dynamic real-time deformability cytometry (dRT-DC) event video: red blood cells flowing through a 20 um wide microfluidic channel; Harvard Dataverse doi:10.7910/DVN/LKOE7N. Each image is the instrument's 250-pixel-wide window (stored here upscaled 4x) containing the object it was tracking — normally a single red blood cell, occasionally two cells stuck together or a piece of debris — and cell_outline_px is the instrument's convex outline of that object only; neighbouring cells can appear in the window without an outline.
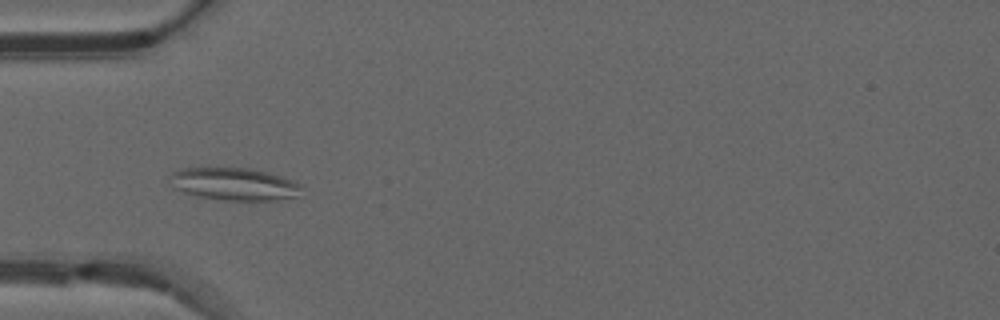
{"species": "common noctule bat (a hibernating species)", "species_latin": "Nyctalus noctula", "temperature_condition": "warm", "stored_images_in_passage": 36, "camera_frame_rate_fps": 3000, "um_per_image_px": 0.085, "animal": {"sex": "male", "forearm_length_mm": 52.5}, "frame": {"image": 1, "passage_image": 2, "time_ms": 0.333, "image_size_px": [1000, 320], "cell_outline_px": [[300, 188], [296, 196], [276, 200], [224, 200], [196, 196], [172, 188], [172, 172], [180, 168], [248, 168], [268, 172], [292, 180], [300, 184]], "centroid_in_image_um": [19.87, 15.64], "position_along_channel_um": 65.1, "area_um2": 24.68}}
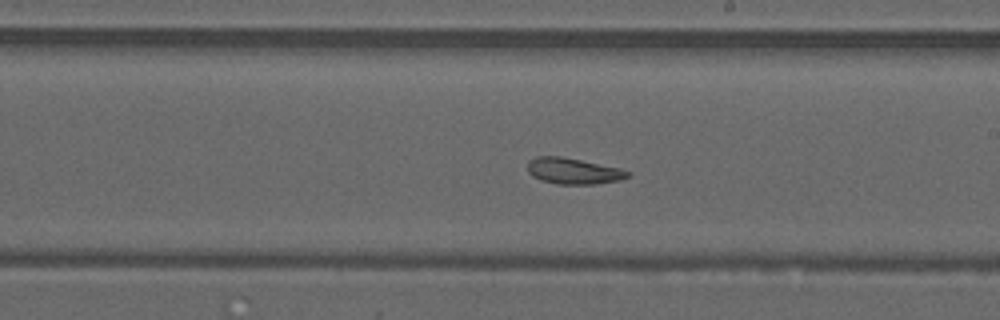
{"frame": {"image": 2, "passage_image": 15, "time_ms": 4.667, "image_size_px": [1000, 320], "cell_outline_px": [[632, 176], [620, 180], [596, 184], [556, 184], [540, 180], [532, 176], [528, 172], [528, 160], [536, 156], [560, 156], [620, 168], [632, 172]], "centroid_in_image_um": [48.75, 14.54], "position_along_channel_um": 240.3, "area_um2": 15.37}}
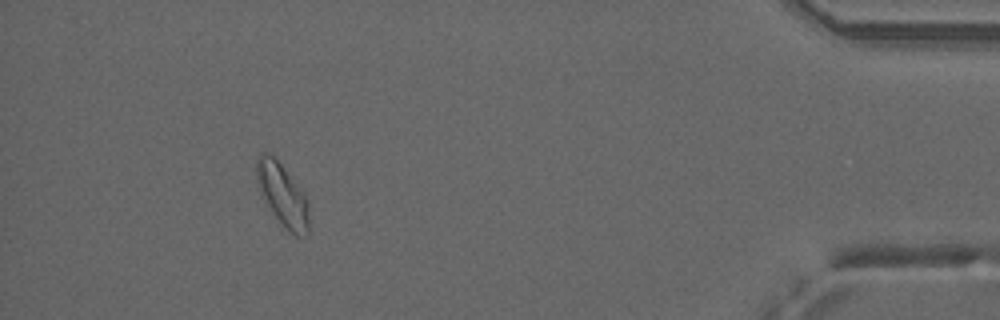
{"frame": {"image": 3, "passage_image": 32, "time_ms": 10.333, "image_size_px": [1000, 320], "cell_outline_px": [[308, 232], [304, 236], [296, 236], [288, 232], [284, 228], [260, 196], [256, 180], [256, 160], [260, 152], [264, 152], [272, 156], [280, 164], [304, 192], [308, 200]], "centroid_in_image_um": [23.99, 16.58], "position_along_channel_um": 411.2, "area_um2": 19.19}, "authors_computed_cell_mechanics": {"area_um2": 16.2418, "velocity_mm_per_s": 4.0653, "shape_relaxation_time_tau1_ms": null, "shape_relaxation_time_tau2_ms": 4.2594, "deformation_change_tau1": null, "deformation_change_tau2": 0.1165}}